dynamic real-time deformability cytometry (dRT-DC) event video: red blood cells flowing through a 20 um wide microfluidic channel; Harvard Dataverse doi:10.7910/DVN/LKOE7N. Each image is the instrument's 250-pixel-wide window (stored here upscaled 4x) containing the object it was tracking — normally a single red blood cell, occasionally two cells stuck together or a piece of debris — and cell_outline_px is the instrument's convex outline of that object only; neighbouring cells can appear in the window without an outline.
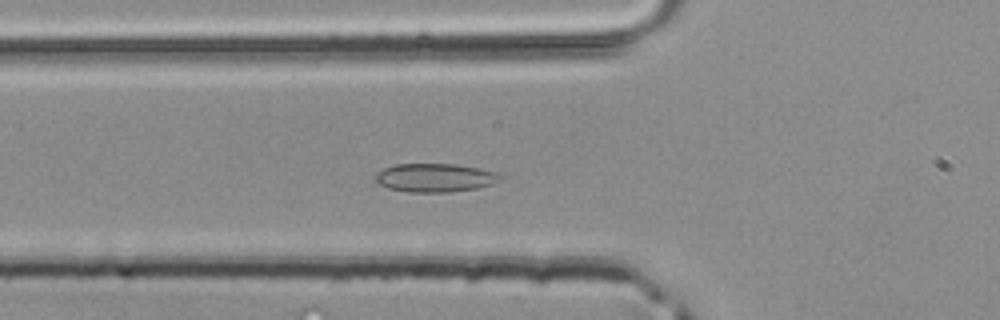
{"species": "common noctule bat (a hibernating species)", "species_latin": "Nyctalus noctula", "temperature_condition": "room temperature", "stored_images_in_passage": 38, "camera_frame_rate_fps": 3000, "um_per_image_px": 0.085, "animal": {"sex": "male", "body_mass_g": 20.4}, "frame": {"image": 1, "passage_image": 9, "time_ms": 2.667, "image_size_px": [1000, 320], "cell_outline_px": [[504, 176], [500, 180], [492, 184], [476, 188], [448, 192], [408, 192], [388, 188], [380, 184], [376, 180], [376, 172], [384, 168], [396, 164], [456, 164], [480, 168], [500, 172]], "centroid_in_image_um": [37.02, 15.1], "position_along_channel_um": 88.8, "area_um2": 20.87}}
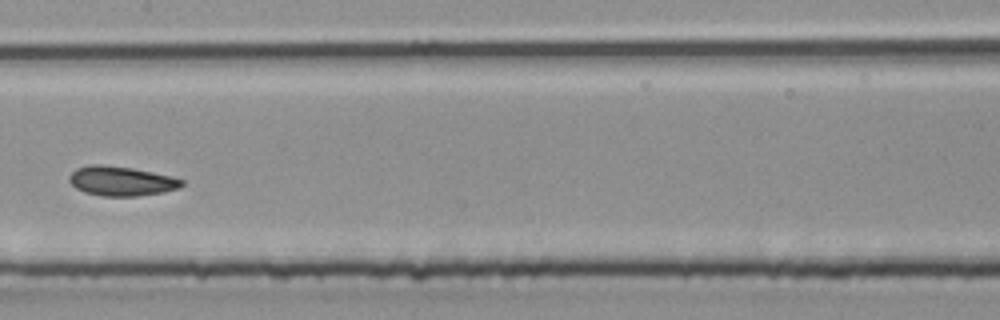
{"frame": {"image": 2, "passage_image": 16, "time_ms": 5.0, "image_size_px": [1000, 320], "cell_outline_px": [[184, 184], [180, 188], [164, 192], [136, 196], [100, 196], [84, 192], [76, 188], [68, 180], [68, 176], [76, 168], [92, 164], [96, 164], [132, 168], [172, 176], [184, 180]], "centroid_in_image_um": [10.31, 15.39], "position_along_channel_um": 197.1, "area_um2": 19.42}}
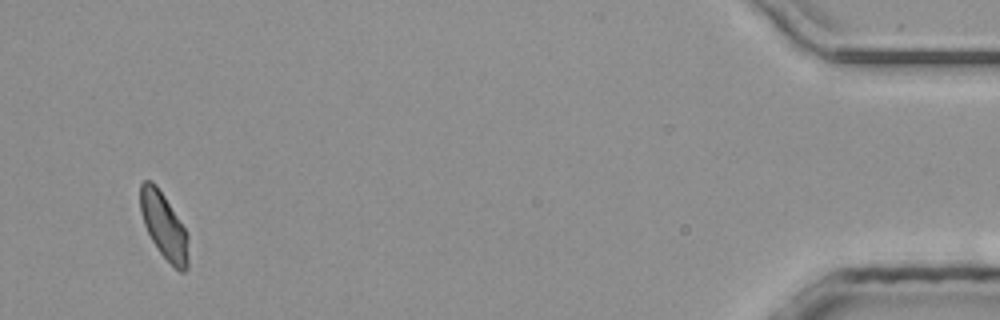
{"frame": {"image": 3, "passage_image": 36, "time_ms": 11.667, "image_size_px": [1000, 320], "cell_outline_px": [[188, 268], [184, 272], [180, 272], [156, 248], [144, 224], [140, 212], [140, 184], [144, 180], [152, 180], [156, 184], [164, 196], [184, 228], [188, 236]], "centroid_in_image_um": [13.92, 19.18], "position_along_channel_um": 421.3, "area_um2": 18.26}}